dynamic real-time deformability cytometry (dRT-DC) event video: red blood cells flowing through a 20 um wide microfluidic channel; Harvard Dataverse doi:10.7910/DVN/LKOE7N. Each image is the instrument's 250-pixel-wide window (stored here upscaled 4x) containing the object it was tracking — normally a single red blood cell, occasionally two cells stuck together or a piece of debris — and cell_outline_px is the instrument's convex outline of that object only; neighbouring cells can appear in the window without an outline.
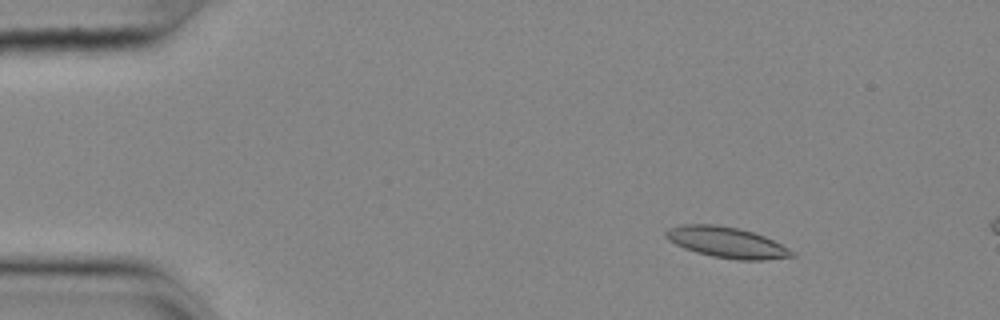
{"species": "common noctule bat (a hibernating species)", "species_latin": "Nyctalus noctula", "temperature_condition": "cold", "stored_images_in_passage": 16, "camera_frame_rate_fps": 3000, "um_per_image_px": 0.085, "animal": {"sex": "female", "body_mass_g": 25.1}, "frame": {"image": 1, "passage_image": 7, "time_ms": 2.0, "image_size_px": [1000, 320], "cell_outline_px": [[796, 256], [764, 260], [740, 260], [712, 256], [696, 252], [684, 248], [668, 240], [664, 236], [664, 232], [668, 228], [684, 224], [716, 224], [736, 228], [752, 232], [764, 236], [796, 252]], "centroid_in_image_um": [61.76, 20.6], "position_along_channel_um": 23.2, "area_um2": 22.54}}